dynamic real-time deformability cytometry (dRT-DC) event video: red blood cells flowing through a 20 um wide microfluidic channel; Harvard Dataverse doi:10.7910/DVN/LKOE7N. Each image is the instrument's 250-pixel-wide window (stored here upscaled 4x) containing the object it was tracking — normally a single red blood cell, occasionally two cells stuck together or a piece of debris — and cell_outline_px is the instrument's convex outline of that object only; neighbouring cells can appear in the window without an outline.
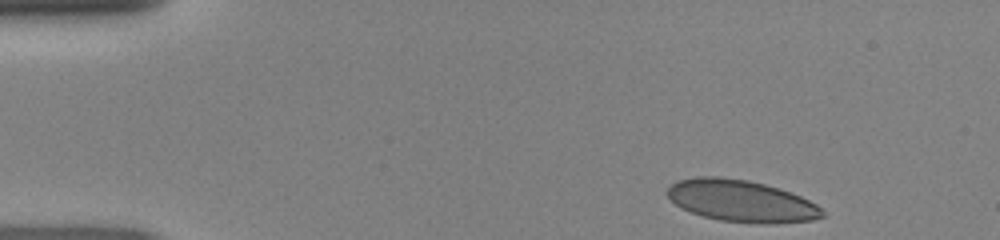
{"species": "human", "species_latin": "Homo sapiens", "temperature_condition": "room temperature", "stored_images_in_passage": 36, "camera_frame_rate_fps": 3000, "um_per_image_px": 0.085, "donor": {"sex": "female"}, "frame": {"image": 1, "passage_image": 1, "time_ms": 0.0, "image_size_px": [1000, 240], "cell_outline_px": [[824, 216], [812, 220], [768, 224], [764, 224], [720, 220], [704, 216], [680, 208], [668, 196], [668, 188], [676, 180], [696, 176], [720, 176], [748, 180], [780, 188], [800, 196], [816, 204], [824, 212]], "centroid_in_image_um": [63.0, 17.07], "position_along_channel_um": 22.0, "area_um2": 37.69}}
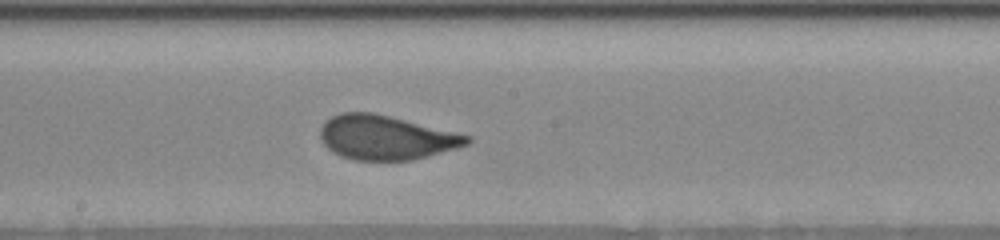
{"frame": {"image": 2, "passage_image": 21, "time_ms": 6.667, "image_size_px": [1000, 240], "cell_outline_px": [[472, 140], [468, 144], [456, 148], [428, 156], [412, 160], [356, 160], [340, 156], [332, 152], [320, 140], [320, 128], [332, 116], [340, 112], [372, 112], [456, 132], [472, 136]], "centroid_in_image_um": [32.8, 11.69], "position_along_channel_um": 215.4, "area_um2": 37.74}}
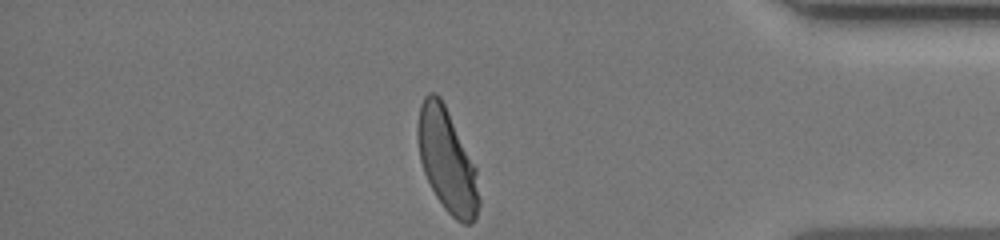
{"frame": {"image": 3, "passage_image": 36, "time_ms": 11.667, "image_size_px": [1000, 240], "cell_outline_px": [[480, 204], [476, 216], [472, 224], [464, 224], [456, 220], [444, 208], [436, 196], [424, 172], [420, 160], [416, 136], [416, 124], [420, 104], [424, 96], [428, 92], [436, 92], [440, 96], [476, 168], [480, 200]], "centroid_in_image_um": [37.98, 13.64], "position_along_channel_um": 397.2, "area_um2": 36.88}}